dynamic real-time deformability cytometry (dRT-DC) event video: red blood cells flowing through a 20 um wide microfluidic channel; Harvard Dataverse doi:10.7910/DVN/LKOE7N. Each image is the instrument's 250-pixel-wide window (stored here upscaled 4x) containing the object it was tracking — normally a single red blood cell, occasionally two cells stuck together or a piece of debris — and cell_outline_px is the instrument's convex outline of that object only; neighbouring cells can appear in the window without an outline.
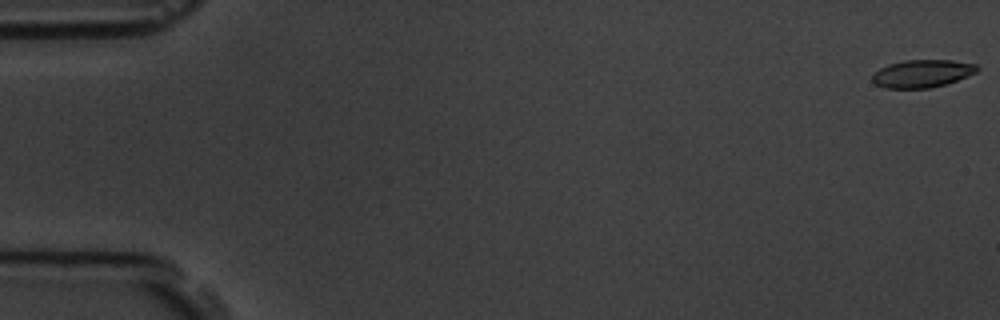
{"species": "common noctule bat (a hibernating species)", "species_latin": "Nyctalus noctula", "temperature_condition": "room temperature", "stored_images_in_passage": 57, "camera_frame_rate_fps": 3000, "um_per_image_px": 0.085, "animal": {"sex": "male", "body_mass_g": 19.5, "forearm_length_mm": 54.6}, "frame": {"image": 1, "passage_image": 1, "time_ms": 0.0, "image_size_px": [1000, 320], "cell_outline_px": [[980, 68], [976, 72], [956, 80], [944, 84], [928, 88], [884, 88], [876, 84], [872, 80], [872, 76], [880, 68], [888, 64], [904, 60], [952, 60], [976, 64]], "centroid_in_image_um": [78.38, 6.24], "position_along_channel_um": 6.6, "area_um2": 16.76}}
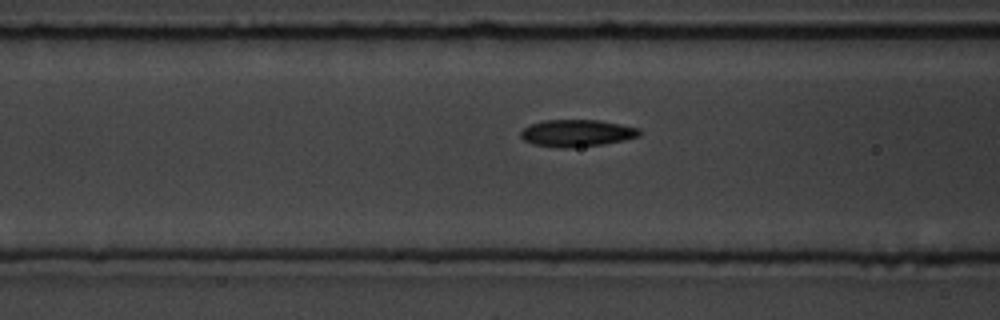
{"frame": {"image": 2, "passage_image": 23, "time_ms": 7.333, "image_size_px": [1000, 320], "cell_outline_px": [[640, 136], [624, 140], [604, 144], [572, 148], [560, 148], [532, 144], [524, 140], [520, 136], [520, 132], [524, 128], [532, 124], [544, 120], [600, 120], [640, 128]], "centroid_in_image_um": [49.04, 11.32], "position_along_channel_um": 117.6, "area_um2": 18.79}}
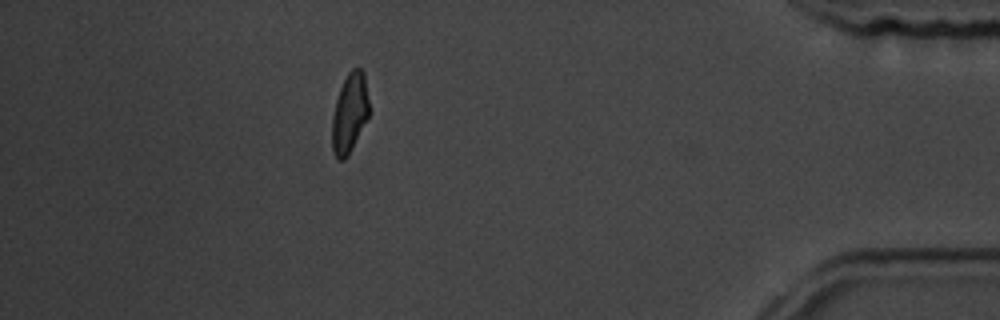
{"frame": {"image": 3, "passage_image": 51, "time_ms": 16.667, "image_size_px": [1000, 320], "cell_outline_px": [[368, 116], [348, 156], [344, 160], [336, 160], [332, 152], [332, 116], [336, 100], [340, 88], [348, 72], [352, 68], [360, 68], [364, 72], [368, 100]], "centroid_in_image_um": [29.69, 9.64], "position_along_channel_um": 405.5, "area_um2": 17.05}, "authors_computed_cell_mechanics": {"area_um2": 17.9758, "velocity_mm_per_s": 3.6061, "shape_relaxation_time_tau1_ms": 2.9917, "shape_relaxation_time_tau2_ms": 2.6072, "deformation_change_tau1": 0.1277, "deformation_change_tau2": 0.0701}}